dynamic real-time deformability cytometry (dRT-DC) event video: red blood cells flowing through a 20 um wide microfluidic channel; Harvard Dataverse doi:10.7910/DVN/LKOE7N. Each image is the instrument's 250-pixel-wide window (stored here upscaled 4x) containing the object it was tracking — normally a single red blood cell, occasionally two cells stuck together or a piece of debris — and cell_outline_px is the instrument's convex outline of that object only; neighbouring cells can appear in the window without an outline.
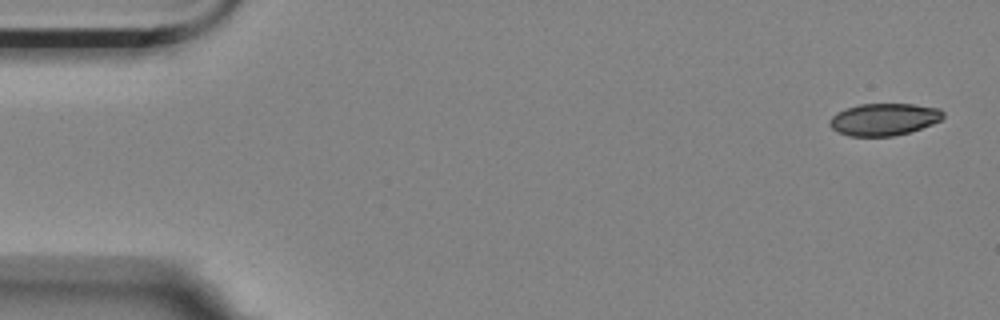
{"species": "Egyptian fruit bat (a non-hibernating species)", "species_latin": "Rousettus aegyptiacus", "temperature_condition": "room temperature", "stored_images_in_passage": 5, "camera_frame_rate_fps": 3000, "um_per_image_px": 0.085, "animal": {"sex": "female"}, "frame": {"image": 1, "passage_image": 1, "time_ms": 0.0, "image_size_px": [1000, 320], "cell_outline_px": [[944, 116], [940, 120], [932, 124], [908, 132], [892, 136], [848, 136], [836, 132], [828, 124], [828, 120], [836, 112], [844, 108], [860, 104], [916, 104], [940, 108], [944, 112]], "centroid_in_image_um": [75.1, 10.13], "position_along_channel_um": 9.9, "area_um2": 21.44}}
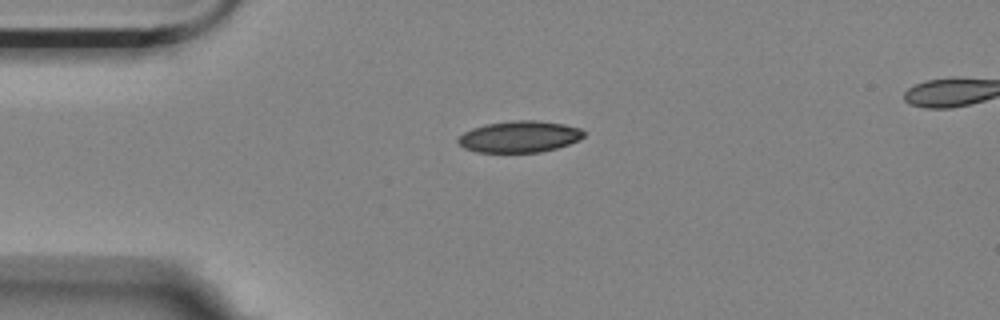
{"frame": {"image": 2, "passage_image": 4, "time_ms": 1.0, "image_size_px": [1000, 320], "cell_outline_px": [[584, 136], [580, 140], [556, 148], [540, 152], [476, 152], [464, 148], [456, 140], [464, 132], [472, 128], [484, 124], [512, 120], [536, 120], [564, 124], [580, 128], [584, 132]], "centroid_in_image_um": [44.15, 11.61], "position_along_channel_um": 40.9, "area_um2": 23.12}}